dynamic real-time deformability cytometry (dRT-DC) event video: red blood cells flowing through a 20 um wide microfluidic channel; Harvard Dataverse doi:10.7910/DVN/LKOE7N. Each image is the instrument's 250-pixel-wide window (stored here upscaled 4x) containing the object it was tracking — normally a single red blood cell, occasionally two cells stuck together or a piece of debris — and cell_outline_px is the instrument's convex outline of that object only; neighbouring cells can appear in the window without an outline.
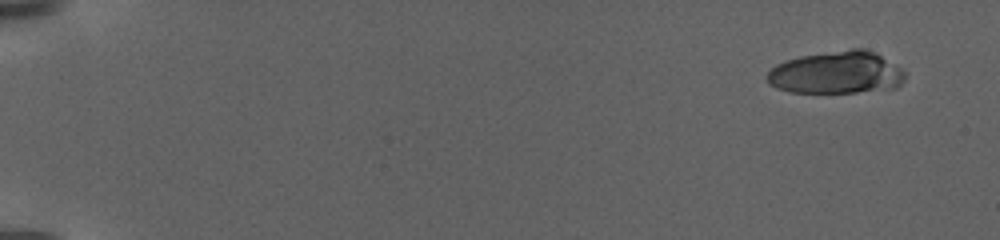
{"species": "human", "species_latin": "Homo sapiens", "temperature_condition": "warm", "stored_images_in_passage": 48, "camera_frame_rate_fps": 3000, "um_per_image_px": 0.085, "donor": {"sex": "female"}, "frame": {"image": 1, "passage_image": 1, "time_ms": 0.0, "image_size_px": [1000, 240], "cell_outline_px": [[904, 80], [896, 88], [856, 92], [792, 92], [776, 88], [768, 84], [768, 72], [776, 64], [800, 56], [852, 48], [864, 48], [880, 56], [900, 68], [904, 72]], "centroid_in_image_um": [71.09, 6.18], "position_along_channel_um": 13.9, "area_um2": 33.76}}
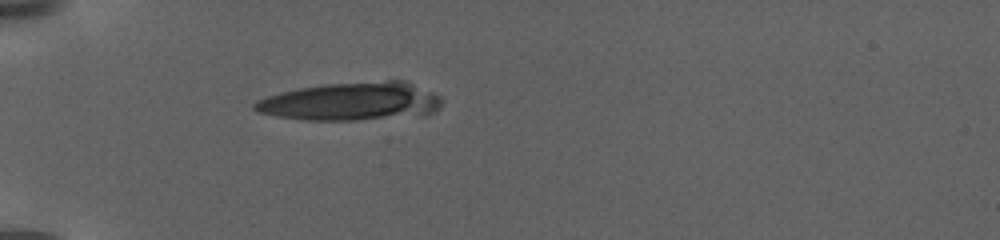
{"frame": {"image": 2, "passage_image": 36, "time_ms": 6.667, "image_size_px": [1000, 240], "cell_outline_px": [[444, 100], [440, 108], [432, 112], [356, 120], [304, 120], [276, 116], [256, 112], [252, 108], [252, 104], [256, 100], [280, 92], [300, 88], [328, 84], [388, 80], [404, 80], [432, 92], [440, 96]], "centroid_in_image_um": [29.79, 8.61], "position_along_channel_um": 55.2, "area_um2": 41.21}}